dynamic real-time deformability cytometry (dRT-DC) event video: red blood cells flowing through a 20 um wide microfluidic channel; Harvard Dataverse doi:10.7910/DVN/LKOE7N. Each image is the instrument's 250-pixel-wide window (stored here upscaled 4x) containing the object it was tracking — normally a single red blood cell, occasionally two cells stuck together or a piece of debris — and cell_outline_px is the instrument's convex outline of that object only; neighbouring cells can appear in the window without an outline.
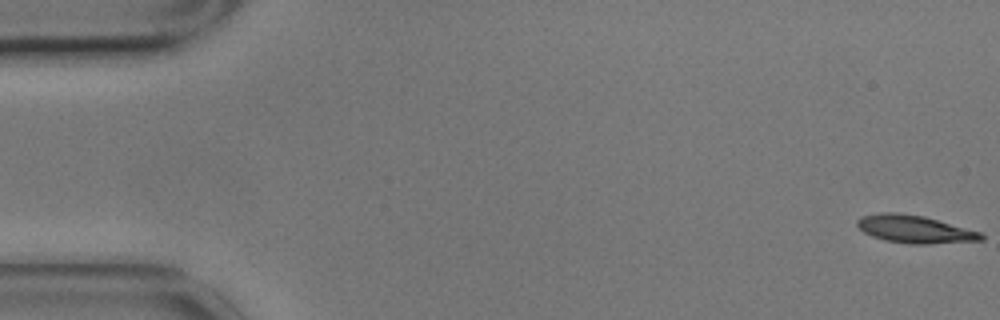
{"species": "common noctule bat (a hibernating species)", "species_latin": "Nyctalus noctula", "temperature_condition": "cold", "stored_images_in_passage": 57, "camera_frame_rate_fps": 3000, "um_per_image_px": 0.085, "animal": {"sex": "male", "body_mass_g": 17.9}, "frame": {"image": 1, "passage_image": 1, "time_ms": 0.0, "image_size_px": [1000, 320], "cell_outline_px": [[984, 240], [928, 244], [908, 244], [884, 240], [872, 236], [864, 232], [856, 224], [856, 220], [860, 216], [884, 212], [900, 212], [924, 216], [980, 232], [984, 236]], "centroid_in_image_um": [77.72, 19.48], "position_along_channel_um": 7.3, "area_um2": 20.06}}
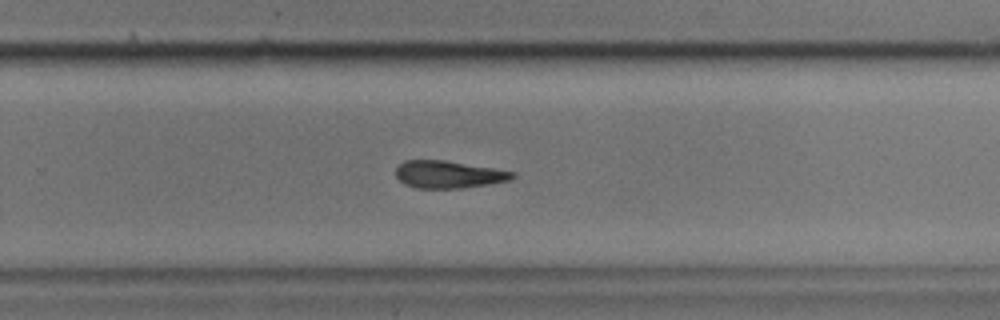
{"frame": {"image": 2, "passage_image": 37, "time_ms": 12.0, "image_size_px": [1000, 320], "cell_outline_px": [[516, 176], [508, 180], [488, 184], [460, 188], [416, 188], [404, 184], [396, 176], [396, 168], [404, 160], [444, 160], [516, 172]], "centroid_in_image_um": [38.1, 14.82], "position_along_channel_um": 291.7, "area_um2": 18.44}}
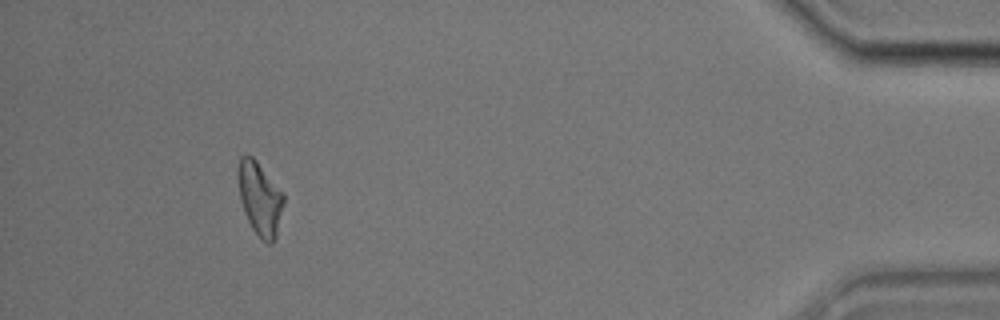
{"frame": {"image": 3, "passage_image": 53, "time_ms": 17.333, "image_size_px": [1000, 320], "cell_outline_px": [[284, 204], [276, 240], [272, 244], [268, 244], [260, 240], [252, 228], [244, 212], [240, 200], [236, 176], [236, 168], [240, 156], [252, 156], [256, 160], [284, 192]], "centroid_in_image_um": [22.09, 16.89], "position_along_channel_um": 413.1, "area_um2": 20.11}}